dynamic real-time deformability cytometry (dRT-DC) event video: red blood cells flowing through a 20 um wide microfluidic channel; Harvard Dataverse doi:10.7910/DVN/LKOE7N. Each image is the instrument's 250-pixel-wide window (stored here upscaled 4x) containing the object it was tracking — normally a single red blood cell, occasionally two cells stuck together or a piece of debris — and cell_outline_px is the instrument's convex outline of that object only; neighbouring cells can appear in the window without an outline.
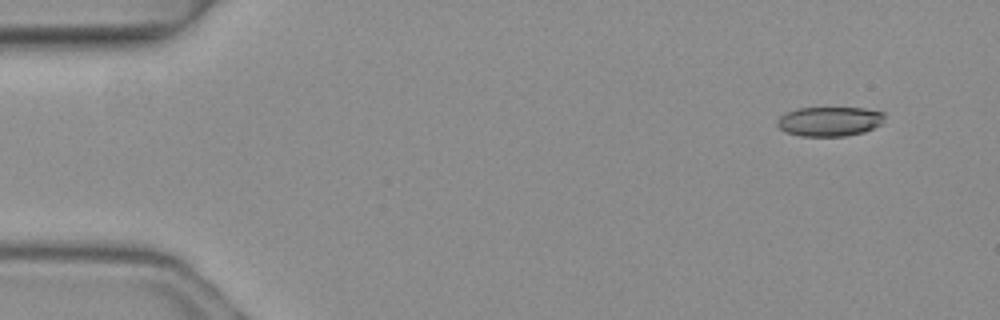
{"species": "common noctule bat (a hibernating species)", "species_latin": "Nyctalus noctula", "temperature_condition": "warm", "stored_images_in_passage": 5, "segment_of_instrument_passage": [2, 2], "camera_frame_rate_fps": 3000, "um_per_image_px": 0.085, "animal": {"sex": "female", "body_mass_g": 19.3, "forearm_length_mm": 54.1}, "frame": {"image": 1, "passage_image": 5, "time_ms": 1.333, "image_size_px": [1000, 320], "cell_outline_px": [[884, 124], [864, 132], [844, 136], [800, 136], [784, 132], [776, 124], [776, 120], [784, 112], [796, 108], [864, 108], [884, 112]], "centroid_in_image_um": [70.5, 10.32], "position_along_channel_um": 14.5, "area_um2": 18.79}}